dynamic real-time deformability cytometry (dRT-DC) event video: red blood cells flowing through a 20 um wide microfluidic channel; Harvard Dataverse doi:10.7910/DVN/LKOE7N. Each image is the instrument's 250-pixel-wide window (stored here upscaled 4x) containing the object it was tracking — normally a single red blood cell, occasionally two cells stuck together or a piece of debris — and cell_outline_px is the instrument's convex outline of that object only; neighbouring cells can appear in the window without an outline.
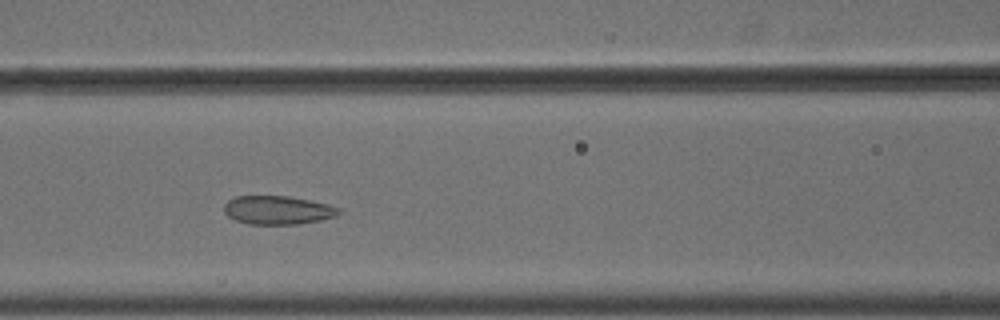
{"species": "common noctule bat (a hibernating species)", "species_latin": "Nyctalus noctula", "temperature_condition": "cold", "stored_images_in_passage": 44, "camera_frame_rate_fps": 3000, "um_per_image_px": 0.085, "animal": {"sex": "male", "body_mass_g": 18.8}, "frame": {"image": 1, "passage_image": 13, "time_ms": 4.0, "image_size_px": [1000, 320], "cell_outline_px": [[340, 212], [336, 216], [324, 220], [296, 224], [248, 224], [236, 220], [228, 216], [224, 212], [224, 204], [228, 200], [236, 196], [288, 196], [328, 204], [340, 208]], "centroid_in_image_um": [23.61, 17.86], "position_along_channel_um": 143.0, "area_um2": 19.13}}
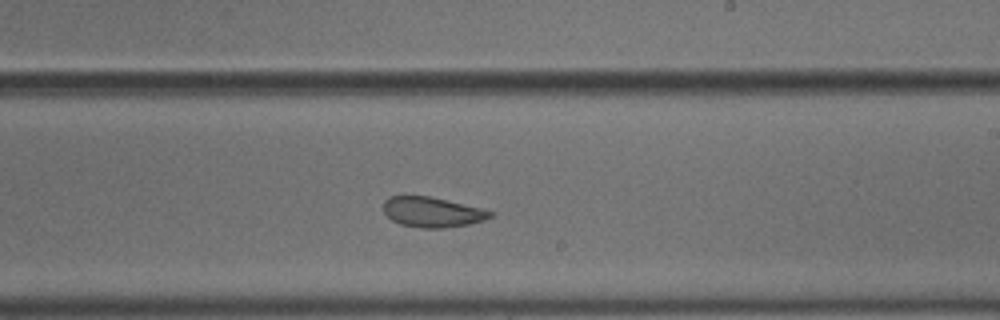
{"frame": {"image": 2, "passage_image": 22, "time_ms": 7.0, "image_size_px": [1000, 320], "cell_outline_px": [[492, 216], [484, 220], [468, 224], [444, 228], [424, 228], [400, 224], [392, 220], [384, 212], [384, 200], [388, 196], [428, 196], [480, 208], [492, 212]], "centroid_in_image_um": [36.7, 18.03], "position_along_channel_um": 252.3, "area_um2": 18.44}}
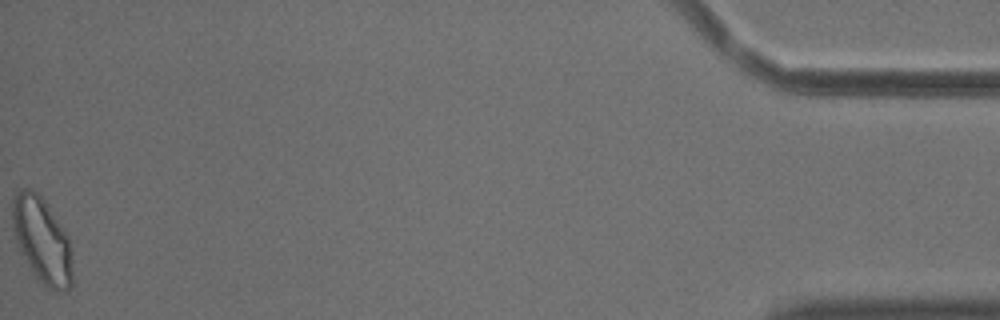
{"frame": {"image": 3, "passage_image": 44, "time_ms": 14.333, "image_size_px": [1000, 320], "cell_outline_px": [[72, 288], [64, 292], [56, 292], [48, 288], [32, 272], [20, 252], [16, 244], [12, 228], [12, 196], [20, 188], [32, 188], [44, 200], [68, 236], [72, 252]], "centroid_in_image_um": [3.56, 20.43], "position_along_channel_um": 431.6, "area_um2": 30.4}, "authors_computed_cell_mechanics": {"area_um2": 20.519, "velocity_mm_per_s": 3.6551, "shape_relaxation_time_tau1_ms": null, "shape_relaxation_time_tau2_ms": 1.8978, "deformation_change_tau1": null, "deformation_change_tau2": 0.0804}}